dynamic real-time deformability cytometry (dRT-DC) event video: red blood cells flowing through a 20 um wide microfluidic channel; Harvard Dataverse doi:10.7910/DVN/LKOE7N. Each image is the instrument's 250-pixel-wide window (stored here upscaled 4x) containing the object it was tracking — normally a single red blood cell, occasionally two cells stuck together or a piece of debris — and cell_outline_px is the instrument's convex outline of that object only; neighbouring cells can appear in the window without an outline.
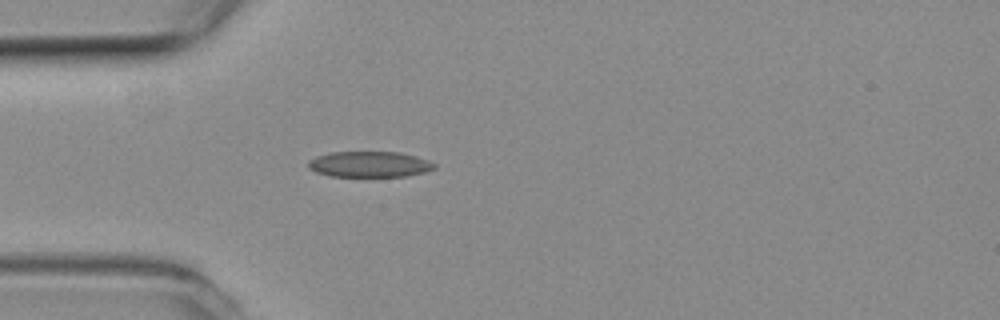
{"species": "common noctule bat (a hibernating species)", "species_latin": "Nyctalus noctula", "temperature_condition": "room temperature", "stored_images_in_passage": 40, "camera_frame_rate_fps": 3000, "um_per_image_px": 0.085, "animal": {"sex": "female", "body_mass_g": 19.3, "forearm_length_mm": 54.1}, "frame": {"image": 1, "passage_image": 1, "time_ms": 0.0, "image_size_px": [1000, 320], "cell_outline_px": [[436, 168], [424, 172], [404, 176], [328, 176], [316, 172], [308, 168], [308, 160], [316, 156], [332, 152], [400, 152], [416, 156], [428, 160], [436, 164]], "centroid_in_image_um": [31.39, 13.96], "position_along_channel_um": 53.6, "area_um2": 18.96}}
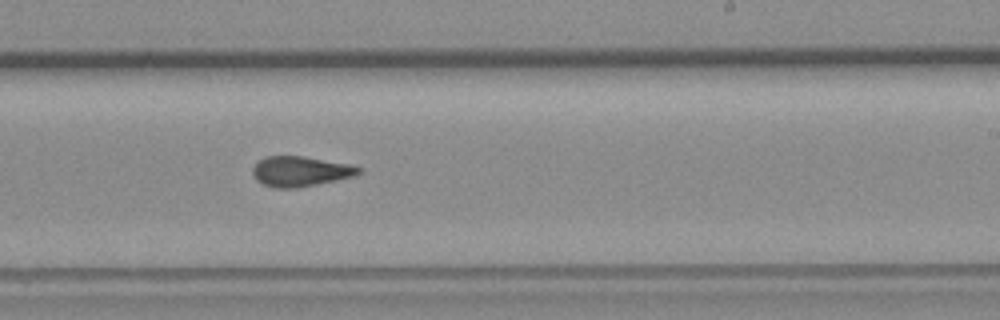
{"frame": {"image": 2, "passage_image": 18, "time_ms": 5.667, "image_size_px": [1000, 320], "cell_outline_px": [[360, 172], [356, 176], [296, 188], [272, 188], [256, 180], [252, 172], [252, 168], [264, 156], [300, 156], [348, 164], [360, 168]], "centroid_in_image_um": [25.49, 14.57], "position_along_channel_um": 263.5, "area_um2": 18.38}}
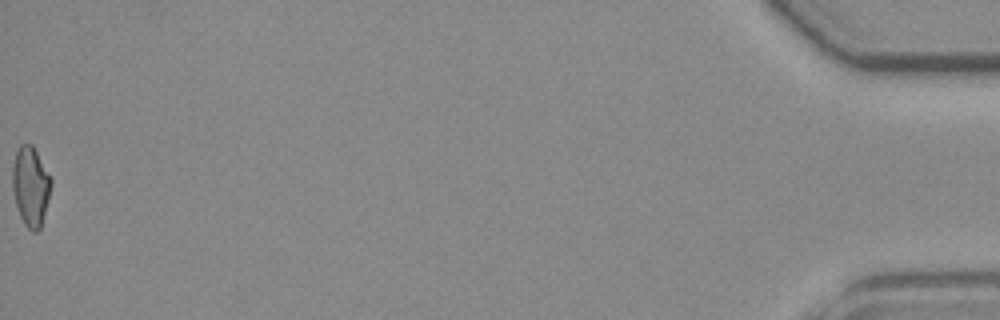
{"frame": {"image": 3, "passage_image": 40, "time_ms": 13.0, "image_size_px": [1000, 320], "cell_outline_px": [[52, 184], [48, 200], [40, 228], [36, 232], [32, 232], [24, 224], [20, 216], [16, 204], [12, 188], [12, 164], [16, 152], [20, 144], [32, 144], [52, 180]], "centroid_in_image_um": [2.59, 15.83], "position_along_channel_um": 432.6, "area_um2": 17.8}, "authors_computed_cell_mechanics": {"area_um2": 18.3226, "velocity_mm_per_s": 3.7971, "shape_relaxation_time_tau1_ms": null, "shape_relaxation_time_tau2_ms": 2.7252, "deformation_change_tau1": null, "deformation_change_tau2": 0.0916}}